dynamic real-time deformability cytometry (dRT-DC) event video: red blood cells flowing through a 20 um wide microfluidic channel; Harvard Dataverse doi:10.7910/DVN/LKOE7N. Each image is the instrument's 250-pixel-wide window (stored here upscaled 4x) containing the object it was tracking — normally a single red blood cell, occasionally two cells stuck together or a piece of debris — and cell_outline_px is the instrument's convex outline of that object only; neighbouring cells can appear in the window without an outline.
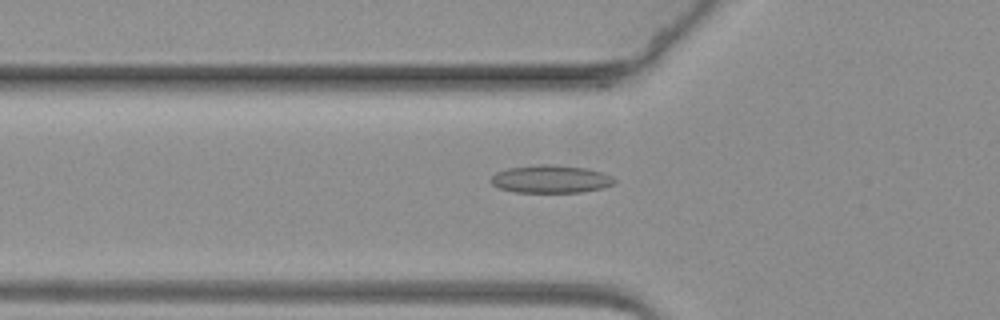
{"species": "common noctule bat (a hibernating species)", "species_latin": "Nyctalus noctula", "temperature_condition": "warm", "stored_images_in_passage": 58, "camera_frame_rate_fps": 3000, "um_per_image_px": 0.085, "animal": {"sex": "female", "body_mass_g": 19.3, "forearm_length_mm": 54.1}, "frame": {"image": 1, "passage_image": 18, "time_ms": 5.667, "image_size_px": [1000, 320], "cell_outline_px": [[616, 184], [600, 188], [580, 192], [512, 192], [500, 188], [492, 184], [488, 180], [496, 172], [508, 168], [540, 164], [552, 164], [588, 168], [612, 176], [616, 180]], "centroid_in_image_um": [46.8, 15.21], "position_along_channel_um": 79.0, "area_um2": 20.11}}
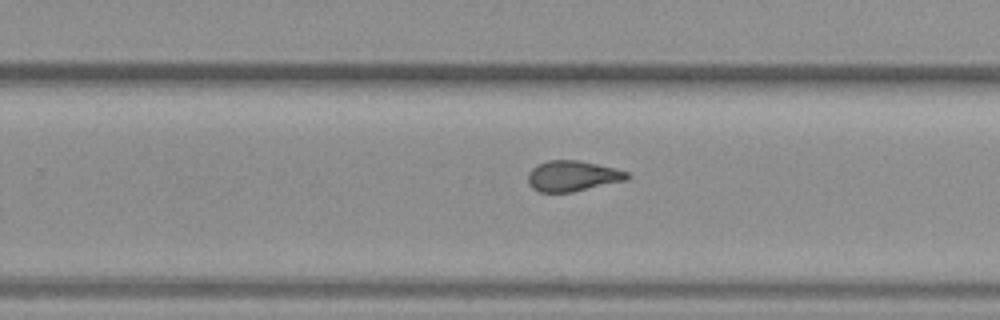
{"frame": {"image": 2, "passage_image": 36, "time_ms": 11.667, "image_size_px": [1000, 320], "cell_outline_px": [[632, 176], [624, 180], [572, 192], [540, 192], [532, 188], [528, 184], [528, 172], [536, 164], [548, 160], [580, 160], [616, 168], [628, 172]], "centroid_in_image_um": [48.64, 14.94], "position_along_channel_um": 281.2, "area_um2": 17.74}}
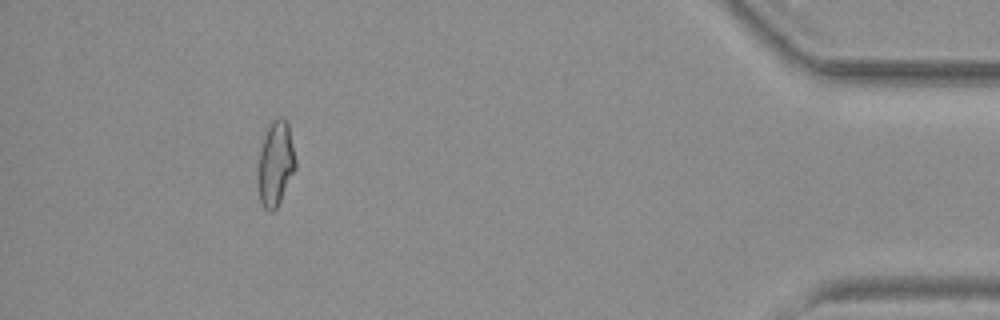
{"frame": {"image": 3, "passage_image": 53, "time_ms": 17.333, "image_size_px": [1000, 320], "cell_outline_px": [[296, 168], [276, 208], [272, 212], [268, 212], [264, 208], [260, 200], [256, 180], [256, 172], [260, 148], [264, 136], [272, 120], [280, 116], [284, 116], [288, 124], [296, 160]], "centroid_in_image_um": [23.39, 13.91], "position_along_channel_um": 411.8, "area_um2": 18.84}}